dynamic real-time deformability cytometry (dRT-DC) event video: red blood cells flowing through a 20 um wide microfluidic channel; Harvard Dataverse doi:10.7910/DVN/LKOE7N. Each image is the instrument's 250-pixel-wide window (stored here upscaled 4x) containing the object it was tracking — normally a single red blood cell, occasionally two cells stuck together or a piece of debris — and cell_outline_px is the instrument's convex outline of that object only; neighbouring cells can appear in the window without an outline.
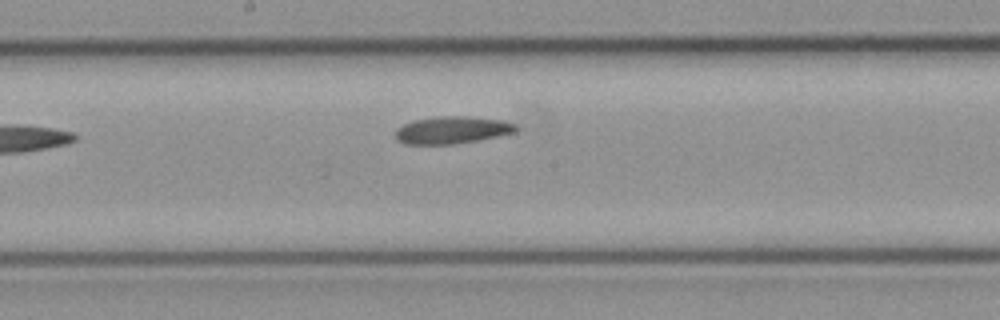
{"species": "common noctule bat (a hibernating species)", "species_latin": "Nyctalus noctula", "temperature_condition": "cold", "stored_images_in_passage": 9, "camera_frame_rate_fps": 3000, "um_per_image_px": 0.085, "animal": {"sex": "female", "body_mass_g": 21.9}, "frame": {"image": 1, "passage_image": 9, "time_ms": 2.667, "image_size_px": [1000, 320], "cell_outline_px": [[520, 128], [516, 132], [456, 144], [404, 144], [396, 140], [396, 128], [412, 120], [440, 116], [468, 116], [504, 120], [516, 124]], "centroid_in_image_um": [38.43, 11.04], "position_along_channel_um": 209.8, "area_um2": 19.31}}